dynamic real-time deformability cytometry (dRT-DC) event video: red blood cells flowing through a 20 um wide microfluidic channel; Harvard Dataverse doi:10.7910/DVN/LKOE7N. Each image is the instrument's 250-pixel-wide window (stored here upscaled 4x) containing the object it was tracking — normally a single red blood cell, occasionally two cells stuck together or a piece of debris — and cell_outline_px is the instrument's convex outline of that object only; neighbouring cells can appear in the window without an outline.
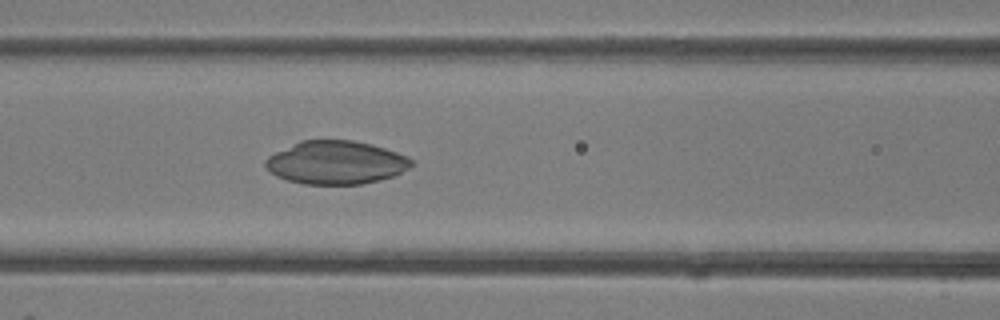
{"species": "common noctule bat (a hibernating species)", "species_latin": "Nyctalus noctula", "temperature_condition": "room temperature", "stored_images_in_passage": 39, "camera_frame_rate_fps": 3000, "um_per_image_px": 0.085, "animal": {"sex": "female"}, "frame": {"image": 1, "passage_image": 17, "time_ms": 5.333, "image_size_px": [1000, 320], "cell_outline_px": [[416, 164], [392, 176], [380, 180], [360, 184], [304, 184], [288, 180], [276, 176], [264, 164], [264, 160], [268, 156], [300, 140], [352, 140], [372, 144], [408, 156]], "centroid_in_image_um": [28.57, 13.81], "position_along_channel_um": 138.0, "area_um2": 36.7}}
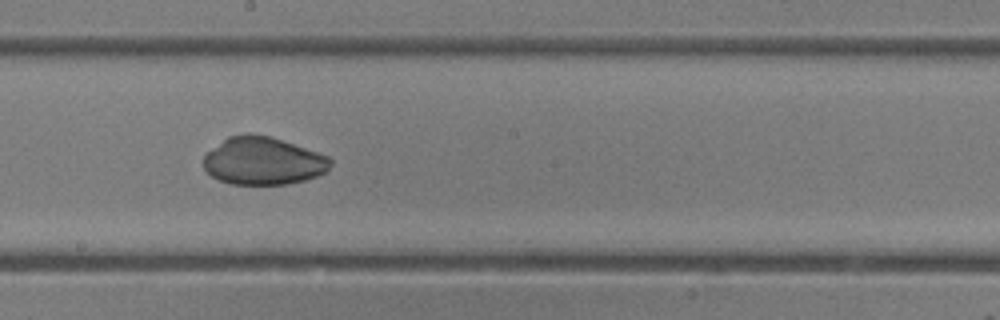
{"frame": {"image": 2, "passage_image": 22, "time_ms": 7.0, "image_size_px": [1000, 320], "cell_outline_px": [[332, 164], [324, 172], [316, 176], [304, 180], [288, 184], [232, 184], [220, 180], [212, 176], [204, 168], [204, 156], [208, 152], [228, 136], [248, 132], [272, 136], [328, 156], [332, 160]], "centroid_in_image_um": [22.36, 13.66], "position_along_channel_um": 225.8, "area_um2": 35.2}}
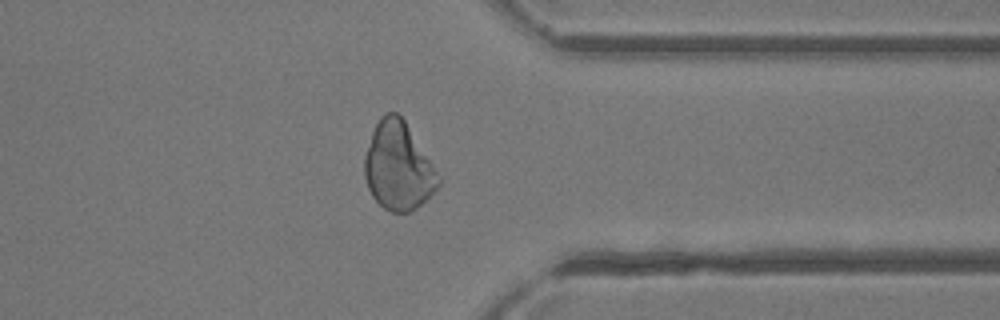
{"frame": {"image": 3, "passage_image": 31, "time_ms": 10.0, "image_size_px": [1000, 320], "cell_outline_px": [[440, 184], [416, 208], [408, 212], [392, 212], [384, 208], [372, 196], [368, 188], [364, 176], [364, 156], [372, 132], [380, 116], [384, 112], [396, 112], [404, 120], [440, 176]], "centroid_in_image_um": [33.82, 14.12], "position_along_channel_um": 377.6, "area_um2": 37.4}}